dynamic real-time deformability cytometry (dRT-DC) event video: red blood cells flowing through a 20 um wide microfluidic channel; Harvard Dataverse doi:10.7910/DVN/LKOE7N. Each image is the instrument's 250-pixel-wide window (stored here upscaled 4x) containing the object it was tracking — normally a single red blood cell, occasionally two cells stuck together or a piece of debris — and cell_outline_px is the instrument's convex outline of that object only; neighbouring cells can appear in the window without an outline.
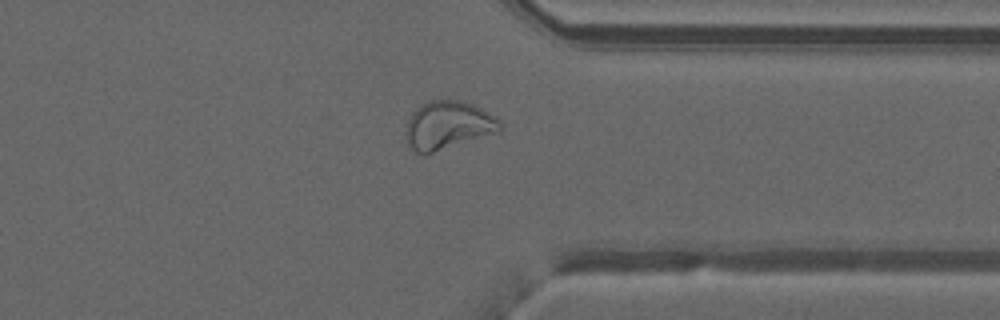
{"species": "common noctule bat (a hibernating species)", "species_latin": "Nyctalus noctula", "temperature_condition": "warm", "stored_images_in_passage": 38, "camera_frame_rate_fps": 3000, "um_per_image_px": 0.085, "animal": {"sex": "male", "forearm_length_mm": 52.5}, "frame": {"image": 1, "passage_image": 27, "time_ms": 8.667, "image_size_px": [1000, 320], "cell_outline_px": [[504, 128], [500, 132], [432, 152], [416, 152], [408, 148], [404, 132], [408, 120], [412, 112], [420, 104], [432, 100], [464, 100], [488, 112]], "centroid_in_image_um": [38.04, 10.64], "position_along_channel_um": 373.4, "area_um2": 26.36}}
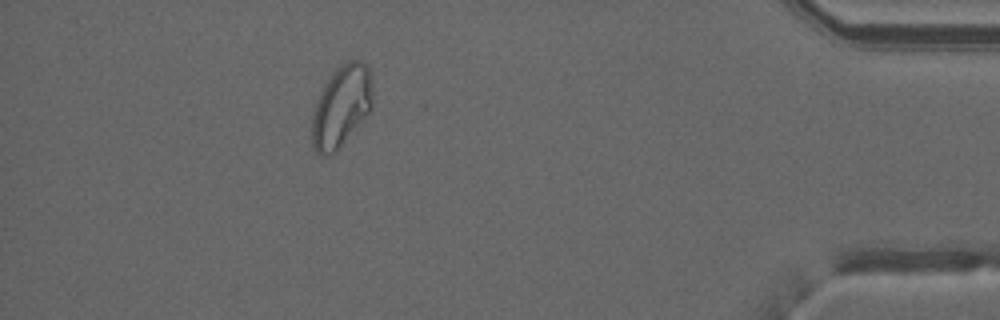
{"frame": {"image": 2, "passage_image": 33, "time_ms": 10.667, "image_size_px": [1000, 320], "cell_outline_px": [[372, 104], [368, 112], [336, 152], [324, 156], [320, 156], [316, 152], [312, 144], [312, 112], [316, 100], [324, 84], [332, 72], [348, 60], [360, 60], [368, 68], [372, 80]], "centroid_in_image_um": [28.98, 9.03], "position_along_channel_um": 406.2, "area_um2": 28.67}, "authors_computed_cell_mechanics": {"area_um2": 25.721, "velocity_mm_per_s": 4.0285, "shape_relaxation_time_tau1_ms": null, "shape_relaxation_time_tau2_ms": 1.614, "deformation_change_tau1": null, "deformation_change_tau2": 0.0847}}